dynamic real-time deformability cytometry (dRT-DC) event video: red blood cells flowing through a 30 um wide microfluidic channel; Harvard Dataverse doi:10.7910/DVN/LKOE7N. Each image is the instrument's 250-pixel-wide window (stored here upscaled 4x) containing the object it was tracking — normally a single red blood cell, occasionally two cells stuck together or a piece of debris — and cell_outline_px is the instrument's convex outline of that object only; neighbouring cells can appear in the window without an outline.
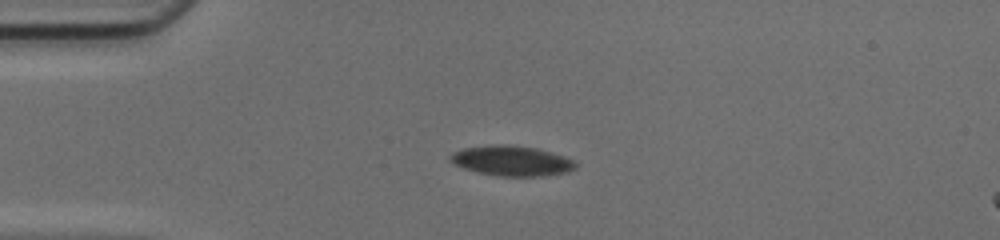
{"species": "common noctule bat (a hibernating species)", "species_latin": "Nyctalus noctula", "temperature_condition": "cold", "stored_images_in_passage": 6, "segment_of_instrument_passage": [2, 2], "camera_frame_rate_fps": 3000, "um_per_image_px": 0.085, "animal": {"sex": "female", "body_mass_g": 17.0, "forearm_length_mm": 48.0}, "frame": {"image": 1, "passage_image": 6, "time_ms": 1.667, "image_size_px": [1000, 240], "cell_outline_px": [[576, 168], [568, 172], [544, 176], [500, 176], [476, 172], [452, 164], [448, 160], [448, 156], [452, 152], [464, 148], [500, 144], [504, 144], [532, 148], [548, 152], [572, 160], [576, 164]], "centroid_in_image_um": [43.41, 13.69], "position_along_channel_um": 41.6, "area_um2": 21.73}}